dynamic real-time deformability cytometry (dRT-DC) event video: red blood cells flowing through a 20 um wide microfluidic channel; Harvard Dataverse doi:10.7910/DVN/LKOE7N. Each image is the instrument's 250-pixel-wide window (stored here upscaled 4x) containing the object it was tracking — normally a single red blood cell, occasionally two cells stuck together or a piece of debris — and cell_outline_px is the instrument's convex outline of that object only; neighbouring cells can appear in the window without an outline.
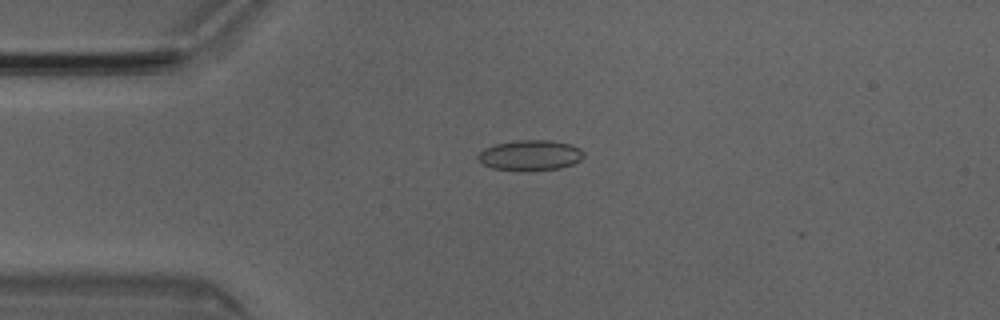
{"species": "Egyptian fruit bat (a non-hibernating species)", "species_latin": "Rousettus aegyptiacus", "temperature_condition": "room temperature", "stored_images_in_passage": 4, "camera_frame_rate_fps": 3000, "um_per_image_px": 0.085, "animal": {"sex": "male"}, "frame": {"image": 1, "passage_image": 2, "time_ms": 0.333, "image_size_px": [1000, 320], "cell_outline_px": [[584, 156], [580, 160], [572, 164], [560, 168], [524, 172], [492, 168], [484, 164], [476, 156], [484, 148], [496, 144], [516, 140], [548, 140], [572, 144], [580, 148], [584, 152]], "centroid_in_image_um": [45.08, 13.21], "position_along_channel_um": 39.9, "area_um2": 18.96}}
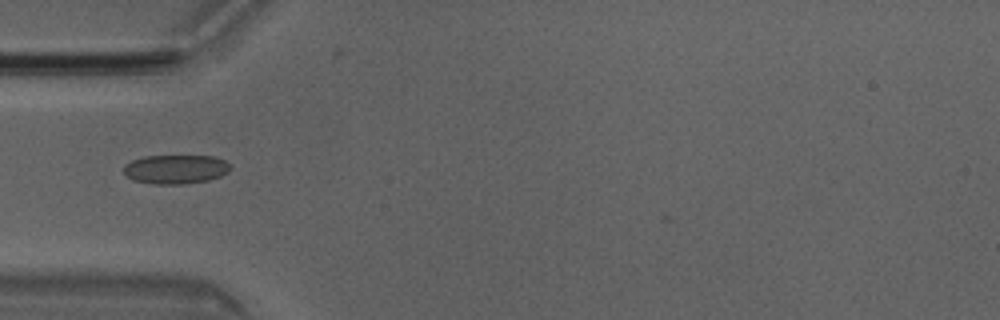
{"frame": {"image": 2, "passage_image": 3, "time_ms": 0.667, "image_size_px": [1000, 320], "cell_outline_px": [[232, 168], [228, 172], [220, 176], [208, 180], [184, 184], [156, 184], [132, 180], [124, 172], [124, 164], [132, 160], [144, 156], [216, 156], [224, 160]], "centroid_in_image_um": [14.93, 14.38], "position_along_channel_um": 70.1, "area_um2": 18.09}}